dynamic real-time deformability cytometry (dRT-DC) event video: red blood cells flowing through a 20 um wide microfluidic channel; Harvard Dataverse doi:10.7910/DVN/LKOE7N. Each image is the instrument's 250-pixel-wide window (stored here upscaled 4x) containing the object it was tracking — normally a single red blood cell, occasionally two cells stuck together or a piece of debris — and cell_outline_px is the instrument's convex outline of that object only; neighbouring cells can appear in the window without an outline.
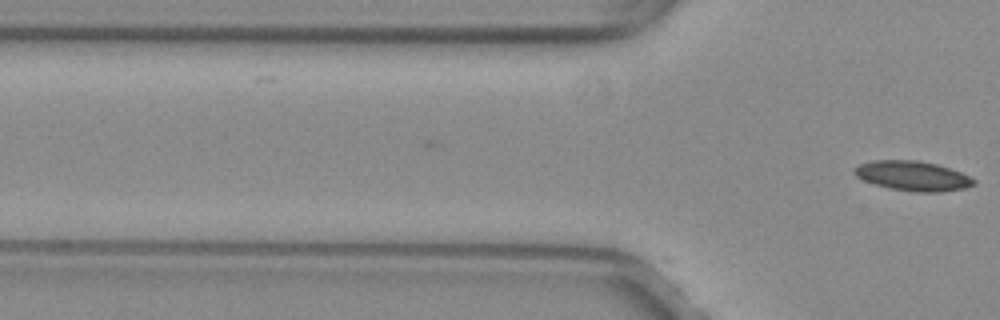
{"species": "common noctule bat (a hibernating species)", "species_latin": "Nyctalus noctula", "temperature_condition": "warm", "stored_images_in_passage": 15, "camera_frame_rate_fps": 3000, "um_per_image_px": 0.085, "animal": {"sex": "female", "body_mass_g": 29.2, "forearm_length_mm": 56.3}, "frame": {"image": 1, "passage_image": 15, "time_ms": 4.667, "image_size_px": [1000, 320], "cell_outline_px": [[976, 184], [964, 188], [940, 192], [916, 192], [892, 188], [876, 184], [864, 180], [856, 176], [852, 172], [852, 168], [860, 164], [872, 160], [916, 160], [936, 164], [960, 172], [976, 180]], "centroid_in_image_um": [77.56, 14.94], "position_along_channel_um": 48.2, "area_um2": 20.52}}